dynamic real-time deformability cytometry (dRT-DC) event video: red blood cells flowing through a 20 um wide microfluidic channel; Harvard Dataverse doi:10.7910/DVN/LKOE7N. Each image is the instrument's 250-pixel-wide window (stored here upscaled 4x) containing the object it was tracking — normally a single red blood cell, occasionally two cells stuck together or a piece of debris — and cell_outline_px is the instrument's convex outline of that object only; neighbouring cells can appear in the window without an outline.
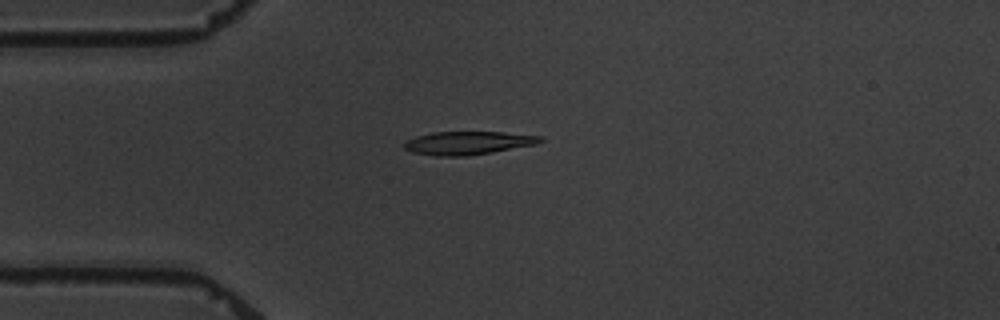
{"species": "common noctule bat (a hibernating species)", "species_latin": "Nyctalus noctula", "temperature_condition": "warm", "stored_images_in_passage": 5, "camera_frame_rate_fps": 3000, "um_per_image_px": 0.085, "animal": {"sex": "male", "body_mass_g": 19.5, "forearm_length_mm": 54.6}, "frame": {"image": 1, "passage_image": 4, "time_ms": 3.667, "image_size_px": [1000, 320], "cell_outline_px": [[544, 140], [536, 144], [492, 152], [464, 156], [436, 156], [412, 152], [404, 148], [404, 144], [408, 140], [416, 136], [432, 132], [504, 132], [540, 136]], "centroid_in_image_um": [39.77, 12.15], "position_along_channel_um": 45.2, "area_um2": 18.26}}